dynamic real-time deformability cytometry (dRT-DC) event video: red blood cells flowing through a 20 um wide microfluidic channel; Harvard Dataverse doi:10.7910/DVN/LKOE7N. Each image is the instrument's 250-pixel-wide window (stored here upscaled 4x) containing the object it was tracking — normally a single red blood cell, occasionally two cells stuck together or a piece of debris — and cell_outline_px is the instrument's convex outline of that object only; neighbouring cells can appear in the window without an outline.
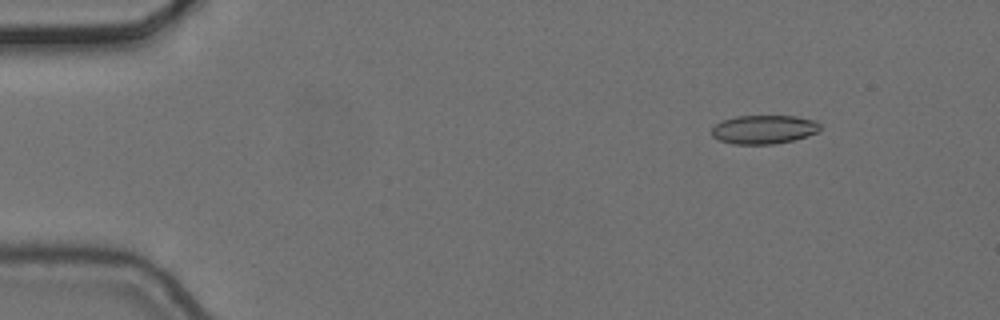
{"species": "common noctule bat (a hibernating species)", "species_latin": "Nyctalus noctula", "temperature_condition": "cold", "stored_images_in_passage": 5, "camera_frame_rate_fps": 3000, "um_per_image_px": 0.085, "animal": {"sex": "female", "body_mass_g": 24.6, "forearm_length_mm": 56.2}, "frame": {"image": 1, "passage_image": 1, "time_ms": 0.0, "image_size_px": [1000, 320], "cell_outline_px": [[820, 128], [816, 132], [808, 136], [792, 140], [772, 144], [732, 144], [720, 140], [712, 136], [712, 128], [716, 124], [724, 120], [736, 116], [796, 116], [816, 120], [820, 124]], "centroid_in_image_um": [64.94, 11.0], "position_along_channel_um": 20.1, "area_um2": 18.09}}
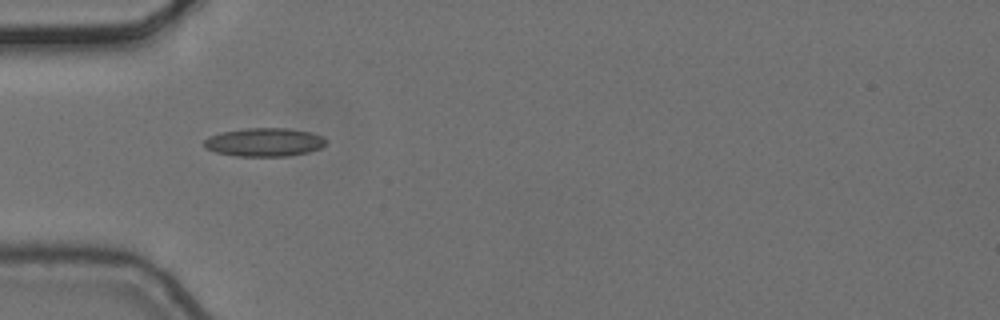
{"frame": {"image": 2, "passage_image": 4, "time_ms": 1.0, "image_size_px": [1000, 320], "cell_outline_px": [[328, 140], [320, 148], [308, 152], [288, 156], [236, 156], [216, 152], [204, 148], [204, 140], [208, 136], [220, 132], [244, 128], [288, 128], [312, 132], [324, 136]], "centroid_in_image_um": [22.47, 12.08], "position_along_channel_um": 62.5, "area_um2": 20.46}}
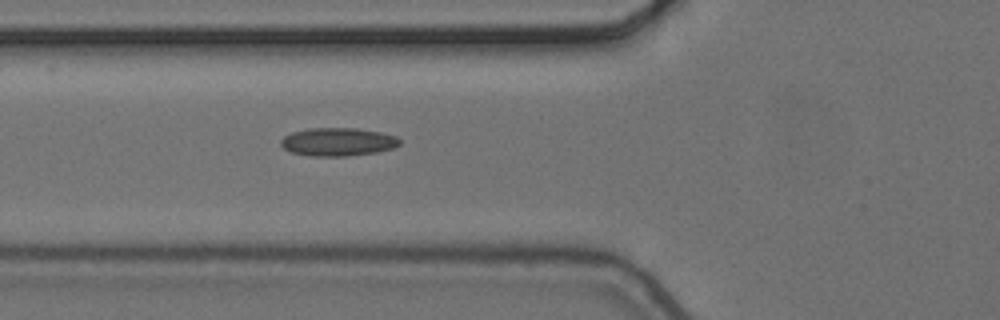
{"frame": {"image": 3, "passage_image": 5, "time_ms": 1.333, "image_size_px": [1000, 320], "cell_outline_px": [[400, 144], [392, 148], [376, 152], [348, 156], [312, 156], [292, 152], [284, 148], [280, 144], [280, 140], [284, 136], [292, 132], [308, 128], [356, 128], [380, 132], [396, 136], [400, 140]], "centroid_in_image_um": [28.71, 12.05], "position_along_channel_um": 97.1, "area_um2": 19.48}}